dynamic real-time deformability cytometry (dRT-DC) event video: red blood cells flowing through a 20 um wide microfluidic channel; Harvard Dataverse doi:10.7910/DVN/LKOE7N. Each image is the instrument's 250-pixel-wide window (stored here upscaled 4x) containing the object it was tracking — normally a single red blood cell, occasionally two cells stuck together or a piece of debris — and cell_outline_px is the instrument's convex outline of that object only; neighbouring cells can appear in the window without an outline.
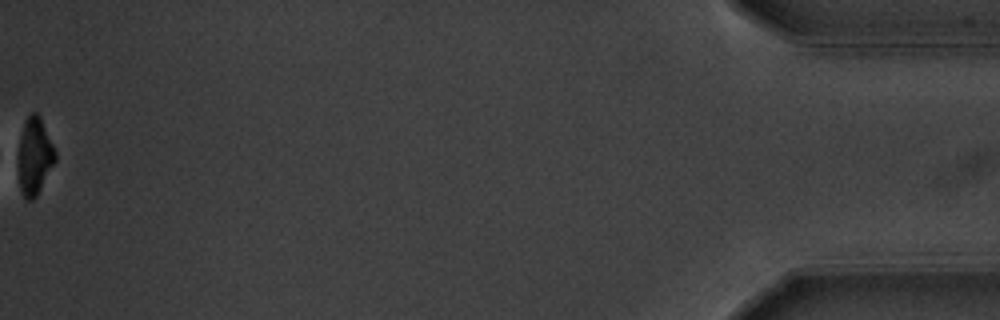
{"species": "common noctule bat (a hibernating species)", "species_latin": "Nyctalus noctula", "temperature_condition": "warm", "stored_images_in_passage": 40, "camera_frame_rate_fps": 3000, "um_per_image_px": 0.085, "animal": {"sex": "male", "body_mass_g": 20.1, "forearm_length_mm": 53.5}, "frame": {"image": 1, "passage_image": 40, "time_ms": 13.0, "image_size_px": [1000, 320], "cell_outline_px": [[56, 160], [36, 196], [32, 200], [28, 200], [24, 196], [20, 188], [20, 140], [24, 124], [28, 116], [32, 112], [36, 112], [40, 116], [56, 152]], "centroid_in_image_um": [2.98, 13.26], "position_along_channel_um": 432.2, "area_um2": 15.9}, "authors_computed_cell_mechanics": {"area_um2": 19.0451, "velocity_mm_per_s": 3.6842, "shape_relaxation_time_tau1_ms": 2.4574, "shape_relaxation_time_tau2_ms": null, "deformation_change_tau1": 0.1476, "deformation_change_tau2": null}}